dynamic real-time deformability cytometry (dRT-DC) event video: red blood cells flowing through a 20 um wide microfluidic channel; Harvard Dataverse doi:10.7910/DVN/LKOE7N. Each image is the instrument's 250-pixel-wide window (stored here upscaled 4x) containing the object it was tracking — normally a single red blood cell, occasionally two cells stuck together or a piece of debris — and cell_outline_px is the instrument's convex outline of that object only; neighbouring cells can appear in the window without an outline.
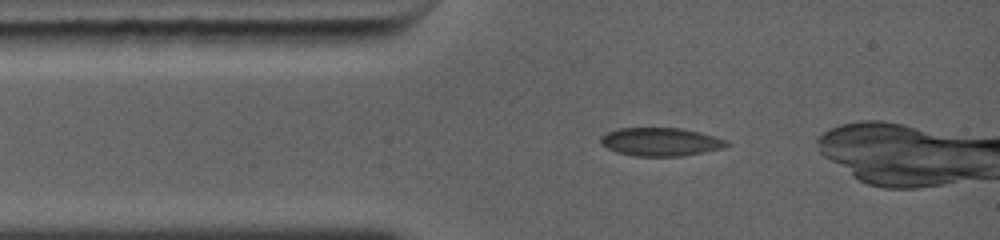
{"species": "common noctule bat (a hibernating species)", "species_latin": "Nyctalus noctula", "temperature_condition": "warm", "stored_images_in_passage": 24, "camera_frame_rate_fps": 5000, "um_per_image_px": 0.085, "animal": {"sex": "female", "body_mass_g": 19.0, "forearm_length_mm": 56.7}, "frame": {"image": 1, "passage_image": 1, "time_ms": 0.0, "image_size_px": [1000, 240], "cell_outline_px": [[732, 144], [724, 148], [684, 156], [636, 156], [616, 152], [600, 144], [600, 136], [608, 132], [620, 128], [680, 128], [700, 132], [728, 140]], "centroid_in_image_um": [56.19, 12.06], "position_along_channel_um": 28.8, "area_um2": 20.92}}
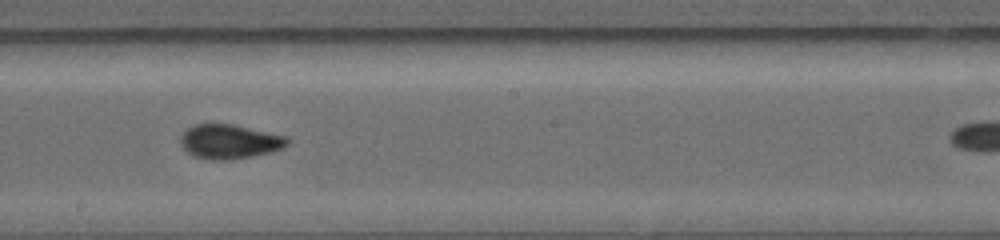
{"frame": {"image": 2, "passage_image": 12, "time_ms": 4.8, "image_size_px": [1000, 240], "cell_outline_px": [[288, 144], [280, 148], [268, 152], [252, 156], [232, 160], [208, 160], [192, 156], [184, 148], [180, 140], [184, 132], [196, 124], [228, 124], [284, 136], [288, 140]], "centroid_in_image_um": [19.45, 12.06], "position_along_channel_um": 228.7, "area_um2": 20.75}}
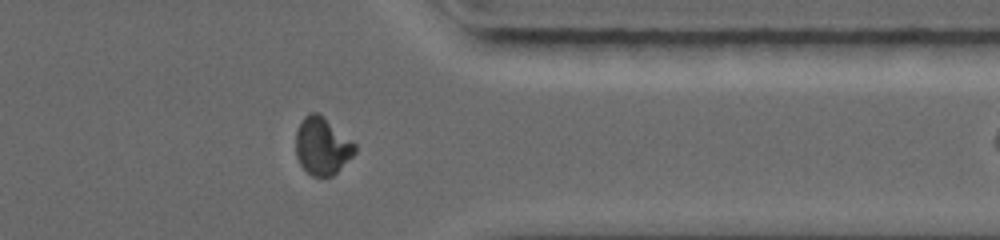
{"frame": {"image": 3, "passage_image": 20, "time_ms": 8.4, "image_size_px": [1000, 240], "cell_outline_px": [[356, 152], [332, 176], [312, 176], [300, 164], [296, 156], [296, 132], [304, 116], [312, 112], [316, 112], [356, 144]], "centroid_in_image_um": [27.37, 12.43], "position_along_channel_um": 384.0, "area_um2": 19.25}}